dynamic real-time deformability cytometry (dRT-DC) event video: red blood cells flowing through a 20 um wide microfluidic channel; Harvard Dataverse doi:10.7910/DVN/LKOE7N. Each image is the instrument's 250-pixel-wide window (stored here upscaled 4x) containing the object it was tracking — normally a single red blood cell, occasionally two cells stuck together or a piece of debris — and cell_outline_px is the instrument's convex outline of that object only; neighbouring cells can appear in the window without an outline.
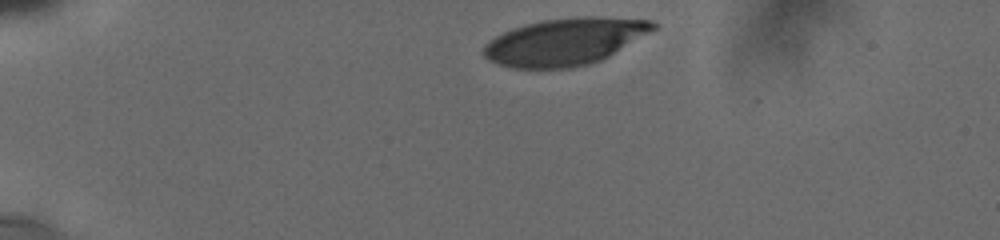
{"species": "human", "species_latin": "Homo sapiens", "temperature_condition": "cold", "stored_images_in_passage": 14, "camera_frame_rate_fps": 3000, "um_per_image_px": 0.085, "donor": {"sex": "male"}, "frame": {"image": 1, "passage_image": 1, "time_ms": 0.0, "image_size_px": [1000, 240], "cell_outline_px": [[656, 28], [608, 56], [600, 60], [588, 64], [568, 68], [512, 68], [488, 60], [484, 56], [484, 44], [496, 36], [512, 28], [524, 24], [540, 20], [588, 16], [648, 20], [656, 24]], "centroid_in_image_um": [47.96, 3.54], "position_along_channel_um": 37.0, "area_um2": 45.84}}